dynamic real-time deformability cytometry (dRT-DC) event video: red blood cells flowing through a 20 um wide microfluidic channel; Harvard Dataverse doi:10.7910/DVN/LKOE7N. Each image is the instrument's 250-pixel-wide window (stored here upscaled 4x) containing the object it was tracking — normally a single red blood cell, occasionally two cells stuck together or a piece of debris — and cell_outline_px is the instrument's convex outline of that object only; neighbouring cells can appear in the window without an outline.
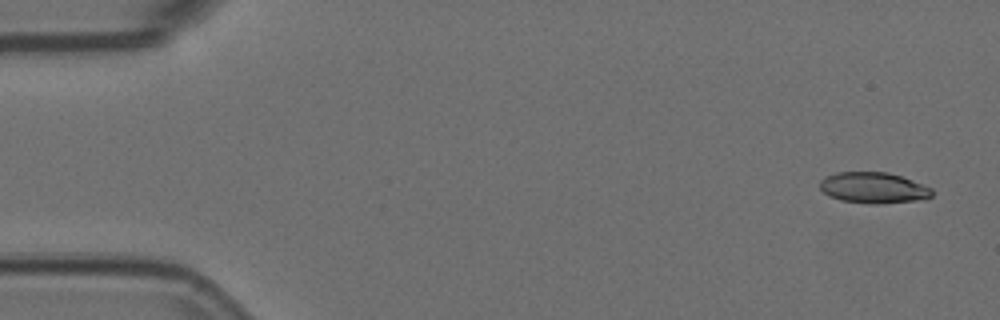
{"species": "Egyptian fruit bat (a non-hibernating species)", "species_latin": "Rousettus aegyptiacus", "temperature_condition": "room temperature", "stored_images_in_passage": 5, "camera_frame_rate_fps": 3000, "um_per_image_px": 0.085, "animal": {"sex": "female"}, "frame": {"image": 1, "passage_image": 1, "time_ms": 0.0, "image_size_px": [1000, 320], "cell_outline_px": [[932, 196], [924, 200], [884, 204], [868, 204], [840, 200], [828, 196], [820, 188], [820, 180], [824, 176], [836, 172], [888, 172], [912, 180], [932, 188]], "centroid_in_image_um": [74.24, 15.97], "position_along_channel_um": 10.8, "area_um2": 20.58}}
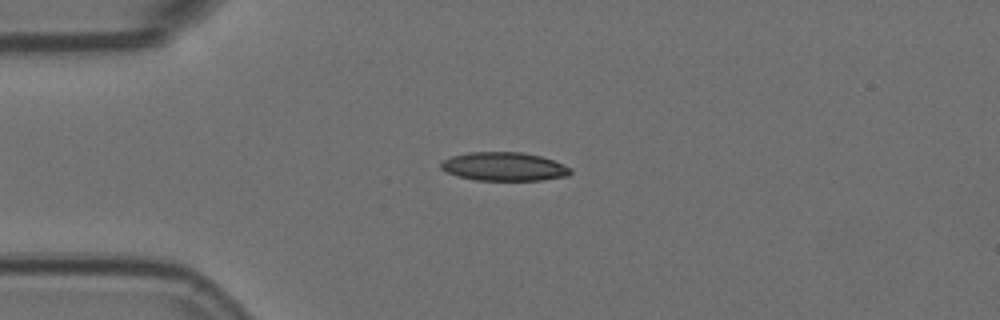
{"frame": {"image": 2, "passage_image": 4, "time_ms": 1.0, "image_size_px": [1000, 320], "cell_outline_px": [[572, 172], [568, 176], [540, 180], [476, 180], [460, 176], [448, 172], [440, 168], [440, 160], [452, 156], [468, 152], [524, 152], [540, 156], [552, 160], [572, 168]], "centroid_in_image_um": [42.84, 14.15], "position_along_channel_um": 42.2, "area_um2": 21.56}}